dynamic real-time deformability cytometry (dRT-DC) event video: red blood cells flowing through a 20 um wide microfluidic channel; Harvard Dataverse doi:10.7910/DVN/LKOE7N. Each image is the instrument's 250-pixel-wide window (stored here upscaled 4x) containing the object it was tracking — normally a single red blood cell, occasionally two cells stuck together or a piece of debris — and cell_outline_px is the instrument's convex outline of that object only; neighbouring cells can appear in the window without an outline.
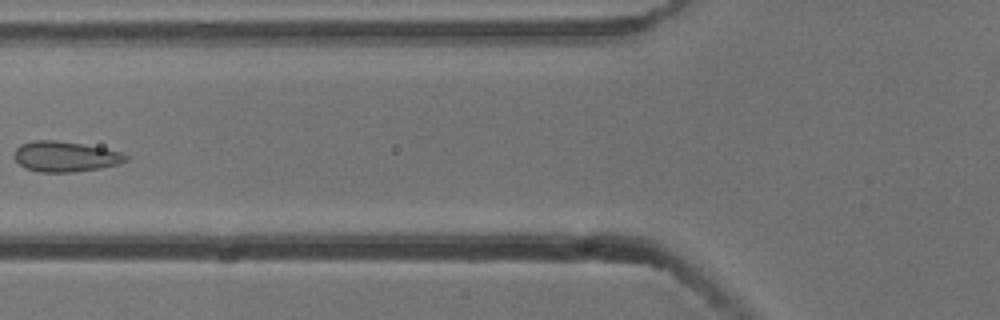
{"species": "common noctule bat (a hibernating species)", "species_latin": "Nyctalus noctula", "temperature_condition": "cold", "stored_images_in_passage": 6, "camera_frame_rate_fps": 3000, "um_per_image_px": 0.085, "animal": {"sex": "male", "body_mass_g": 13.3}, "frame": {"image": 1, "passage_image": 5, "time_ms": 1.333, "image_size_px": [1000, 320], "cell_outline_px": [[128, 160], [120, 164], [100, 168], [76, 172], [40, 172], [24, 168], [16, 160], [16, 148], [20, 144], [32, 140], [56, 140], [104, 148], [120, 152], [128, 156]], "centroid_in_image_um": [5.56, 13.31], "position_along_channel_um": 120.2, "area_um2": 19.71}}
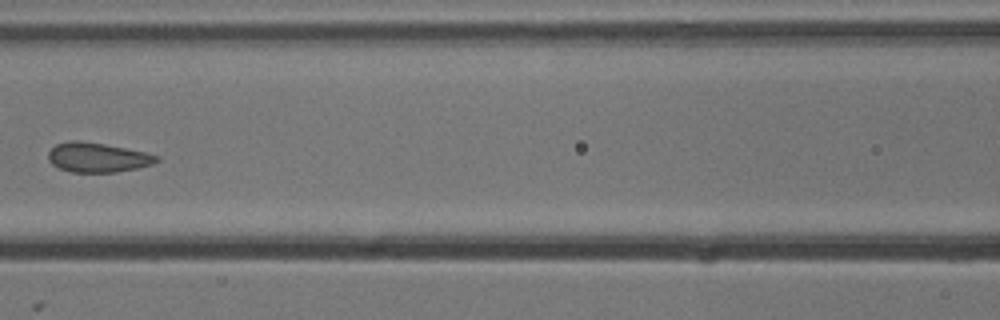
{"frame": {"image": 2, "passage_image": 6, "time_ms": 1.667, "image_size_px": [1000, 320], "cell_outline_px": [[160, 160], [152, 164], [136, 168], [116, 172], [72, 172], [60, 168], [52, 164], [48, 160], [48, 152], [56, 144], [68, 140], [76, 140], [104, 144], [144, 152], [160, 156]], "centroid_in_image_um": [8.28, 13.38], "position_along_channel_um": 158.3, "area_um2": 18.55}}